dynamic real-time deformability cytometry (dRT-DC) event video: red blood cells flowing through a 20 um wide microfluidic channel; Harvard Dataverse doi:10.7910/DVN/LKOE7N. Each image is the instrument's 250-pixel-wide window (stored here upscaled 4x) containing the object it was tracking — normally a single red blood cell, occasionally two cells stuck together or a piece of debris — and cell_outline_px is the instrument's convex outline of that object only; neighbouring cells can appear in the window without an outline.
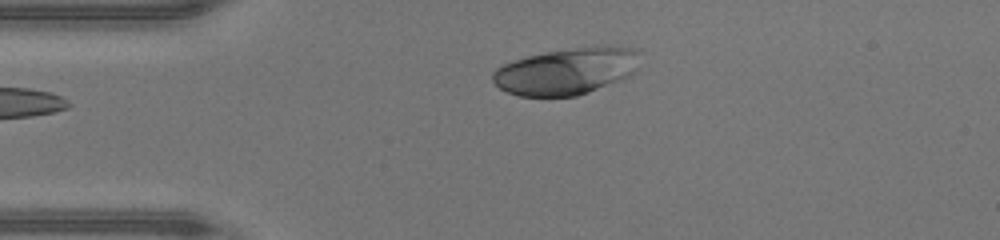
{"species": "human", "species_latin": "Homo sapiens", "temperature_condition": "warm", "stored_images_in_passage": 37, "camera_frame_rate_fps": 3000, "um_per_image_px": 0.085, "donor": {"sex": "male"}, "frame": {"image": 1, "passage_image": 1, "time_ms": 0.0, "image_size_px": [1000, 240], "cell_outline_px": [[640, 48], [636, 68], [628, 76], [588, 92], [576, 96], [520, 96], [508, 92], [500, 88], [492, 80], [492, 72], [496, 68], [504, 64], [528, 56], [544, 52], [596, 44], [604, 44]], "centroid_in_image_um": [48.18, 6.01], "position_along_channel_um": 36.8, "area_um2": 40.29}}
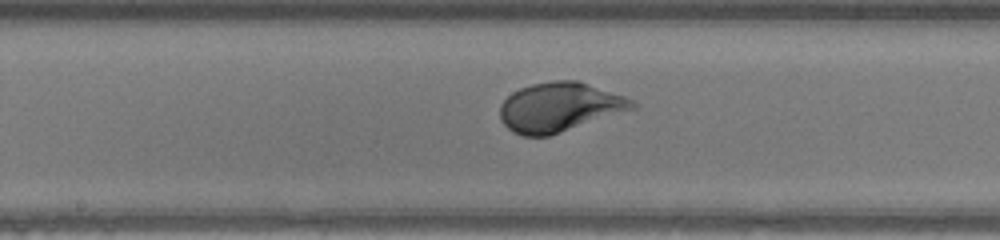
{"frame": {"image": 2, "passage_image": 14, "time_ms": 4.333, "image_size_px": [1000, 240], "cell_outline_px": [[640, 104], [636, 108], [548, 136], [520, 136], [512, 132], [500, 120], [500, 104], [512, 92], [520, 88], [532, 84], [552, 80], [576, 80], [624, 96]], "centroid_in_image_um": [47.53, 9.11], "position_along_channel_um": 200.7, "area_um2": 37.86}}
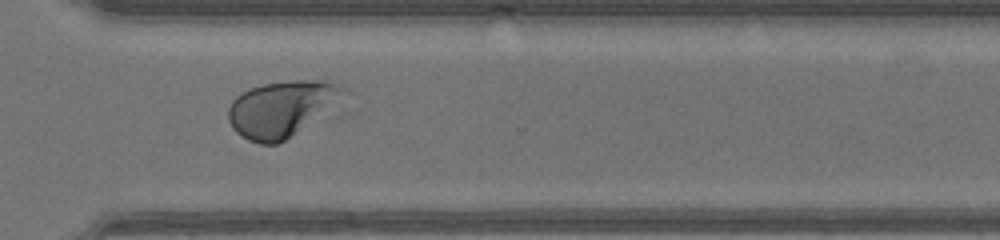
{"frame": {"image": 3, "passage_image": 24, "time_ms": 7.667, "image_size_px": [1000, 240], "cell_outline_px": [[352, 92], [284, 140], [276, 144], [260, 144], [248, 140], [240, 136], [232, 128], [228, 120], [228, 108], [232, 100], [236, 96], [252, 88], [264, 84], [292, 80], [328, 80]], "centroid_in_image_um": [23.92, 9.22], "position_along_channel_um": 346.7, "area_um2": 37.11}, "authors_computed_cell_mechanics": {"area_um2": 37.5122, "velocity_mm_per_s": 4.3988, "shape_relaxation_time_tau1_ms": 4.2377, "shape_relaxation_time_tau2_ms": null, "deformation_change_tau1": 0.2337, "deformation_change_tau2": null}}